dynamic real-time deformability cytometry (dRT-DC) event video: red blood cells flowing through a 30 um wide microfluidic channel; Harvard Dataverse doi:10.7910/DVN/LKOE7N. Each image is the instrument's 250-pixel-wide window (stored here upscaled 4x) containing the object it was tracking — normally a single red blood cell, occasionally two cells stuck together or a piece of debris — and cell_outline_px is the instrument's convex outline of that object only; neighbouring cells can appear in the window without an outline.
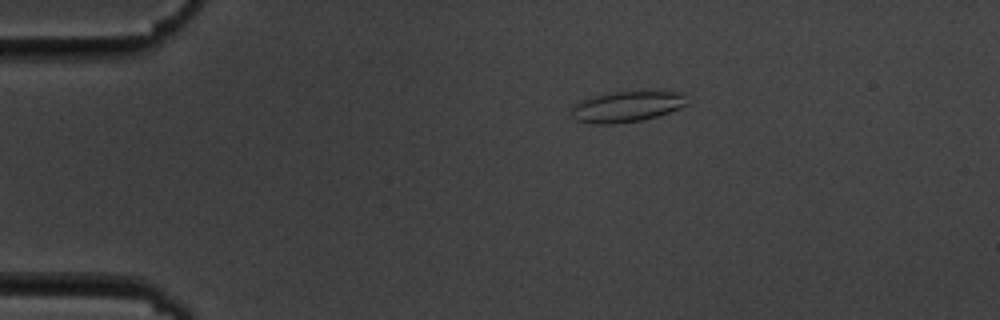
{"species": "common noctule bat (a hibernating species)", "species_latin": "Nyctalus noctula", "temperature_condition": "cold", "stored_images_in_passage": 4, "camera_frame_rate_fps": 3000, "um_per_image_px": 0.085, "animal": {"sex": "male", "body_mass_g": 19.5, "forearm_length_mm": 54.6}, "frame": {"image": 1, "passage_image": 1, "time_ms": 0.0, "image_size_px": [1000, 320], "cell_outline_px": [[688, 104], [680, 108], [656, 116], [640, 120], [608, 124], [596, 124], [576, 120], [572, 116], [572, 108], [580, 100], [592, 96], [612, 92], [676, 92], [684, 96]], "centroid_in_image_um": [53.23, 9.06], "position_along_channel_um": 31.8, "area_um2": 20.23}}
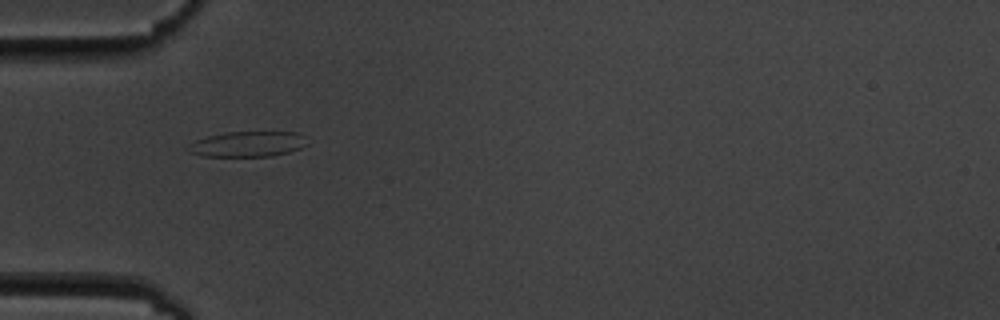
{"frame": {"image": 2, "passage_image": 3, "time_ms": 2.333, "image_size_px": [1000, 320], "cell_outline_px": [[308, 144], [300, 148], [288, 152], [272, 156], [204, 156], [188, 152], [188, 148], [196, 140], [208, 136], [228, 132], [300, 132]], "centroid_in_image_um": [21.08, 12.24], "position_along_channel_um": 63.9, "area_um2": 17.4}}
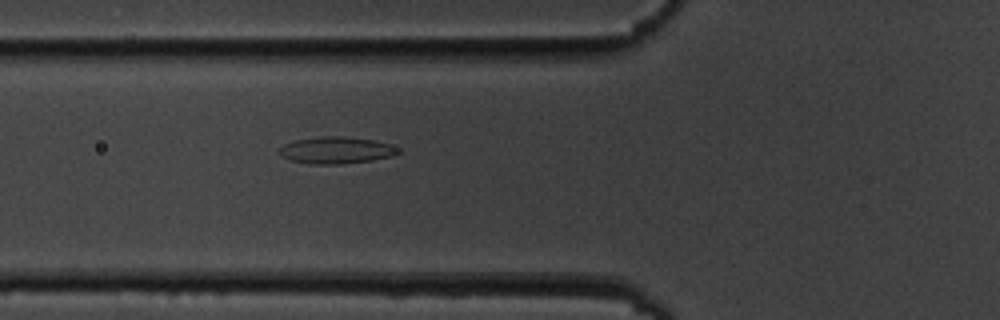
{"frame": {"image": 3, "passage_image": 4, "time_ms": 3.333, "image_size_px": [1000, 320], "cell_outline_px": [[404, 152], [392, 156], [372, 160], [340, 164], [312, 164], [288, 160], [280, 152], [280, 148], [284, 144], [296, 140], [320, 136], [344, 136], [372, 140], [388, 144], [400, 148]], "centroid_in_image_um": [28.62, 12.77], "position_along_channel_um": 97.2, "area_um2": 18.55}}